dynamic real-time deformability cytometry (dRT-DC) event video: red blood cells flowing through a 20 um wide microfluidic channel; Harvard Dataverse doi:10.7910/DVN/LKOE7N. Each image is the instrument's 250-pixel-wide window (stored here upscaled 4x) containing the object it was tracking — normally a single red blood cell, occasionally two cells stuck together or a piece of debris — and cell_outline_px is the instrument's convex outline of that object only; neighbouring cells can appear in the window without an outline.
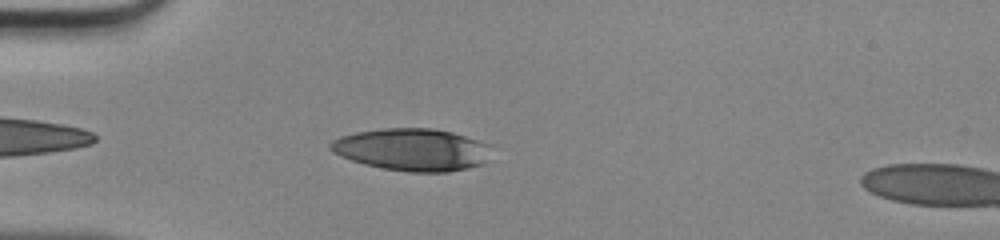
{"species": "human", "species_latin": "Homo sapiens", "temperature_condition": "room temperature", "stored_images_in_passage": 32, "camera_frame_rate_fps": 3000, "um_per_image_px": 0.085, "donor": {"sex": "male"}, "frame": {"image": 1, "passage_image": 3, "time_ms": 0.667, "image_size_px": [1000, 240], "cell_outline_px": [[488, 144], [480, 164], [468, 168], [448, 172], [408, 172], [384, 168], [364, 164], [340, 156], [332, 152], [328, 148], [328, 144], [332, 140], [340, 136], [356, 132], [384, 128], [432, 128], [452, 132]], "centroid_in_image_um": [34.9, 12.71], "position_along_channel_um": 50.1, "area_um2": 39.07}}
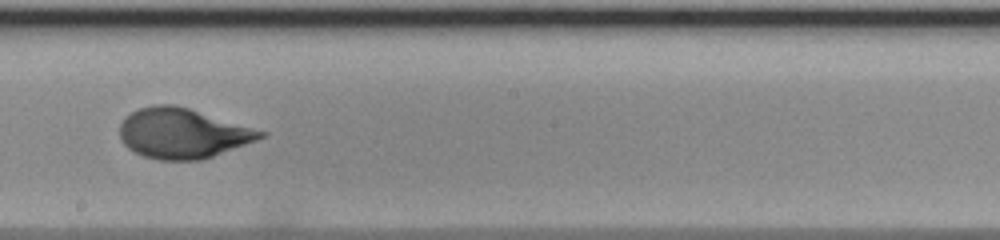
{"frame": {"image": 2, "passage_image": 17, "time_ms": 5.333, "image_size_px": [1000, 240], "cell_outline_px": [[268, 132], [264, 136], [256, 140], [212, 156], [200, 160], [160, 160], [144, 156], [128, 148], [124, 144], [120, 136], [120, 124], [124, 116], [140, 108], [156, 104], [172, 104], [188, 108]], "centroid_in_image_um": [15.49, 11.32], "position_along_channel_um": 232.7, "area_um2": 40.63}}
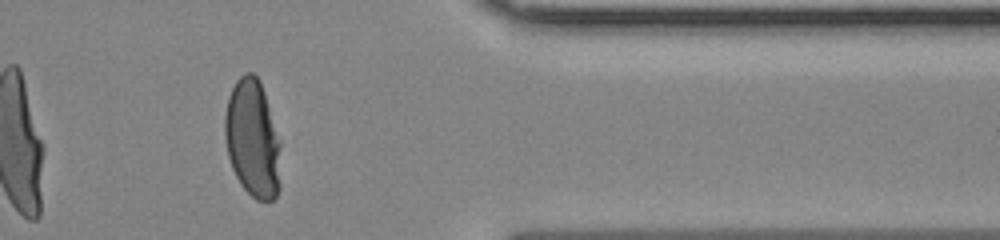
{"frame": {"image": 3, "passage_image": 29, "time_ms": 9.333, "image_size_px": [1000, 240], "cell_outline_px": [[280, 188], [276, 196], [272, 200], [256, 200], [240, 184], [232, 168], [228, 156], [224, 136], [224, 116], [228, 96], [236, 80], [244, 72], [252, 72], [260, 80], [264, 92], [280, 144]], "centroid_in_image_um": [21.45, 11.79], "position_along_channel_um": 389.9, "area_um2": 38.44}}